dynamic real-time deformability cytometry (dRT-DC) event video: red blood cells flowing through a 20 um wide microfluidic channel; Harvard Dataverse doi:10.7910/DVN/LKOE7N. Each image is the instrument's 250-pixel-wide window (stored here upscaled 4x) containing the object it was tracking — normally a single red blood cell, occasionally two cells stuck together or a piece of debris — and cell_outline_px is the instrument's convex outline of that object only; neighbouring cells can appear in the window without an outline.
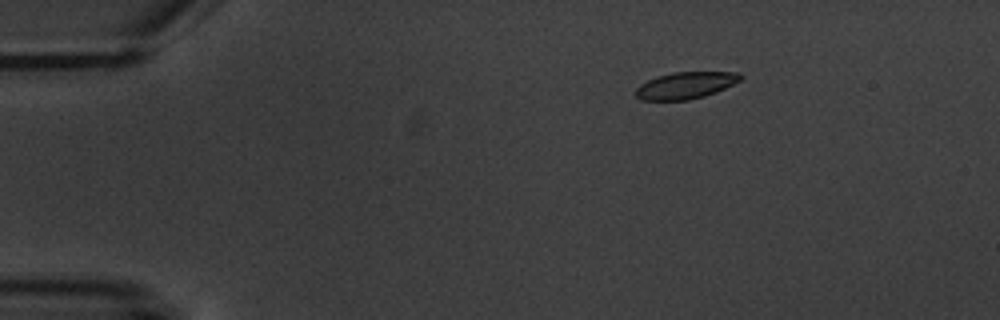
{"species": "common noctule bat (a hibernating species)", "species_latin": "Nyctalus noctula", "temperature_condition": "warm", "stored_images_in_passage": 4, "camera_frame_rate_fps": 3000, "um_per_image_px": 0.085, "animal": {"sex": "male", "body_mass_g": 20.1, "forearm_length_mm": 53.5}, "frame": {"image": 1, "passage_image": 3, "time_ms": 2.667, "image_size_px": [1000, 320], "cell_outline_px": [[744, 76], [740, 80], [716, 92], [704, 96], [688, 100], [640, 100], [636, 96], [636, 88], [640, 84], [648, 80], [672, 72], [740, 72]], "centroid_in_image_um": [58.28, 7.25], "position_along_channel_um": 26.7, "area_um2": 16.24}}